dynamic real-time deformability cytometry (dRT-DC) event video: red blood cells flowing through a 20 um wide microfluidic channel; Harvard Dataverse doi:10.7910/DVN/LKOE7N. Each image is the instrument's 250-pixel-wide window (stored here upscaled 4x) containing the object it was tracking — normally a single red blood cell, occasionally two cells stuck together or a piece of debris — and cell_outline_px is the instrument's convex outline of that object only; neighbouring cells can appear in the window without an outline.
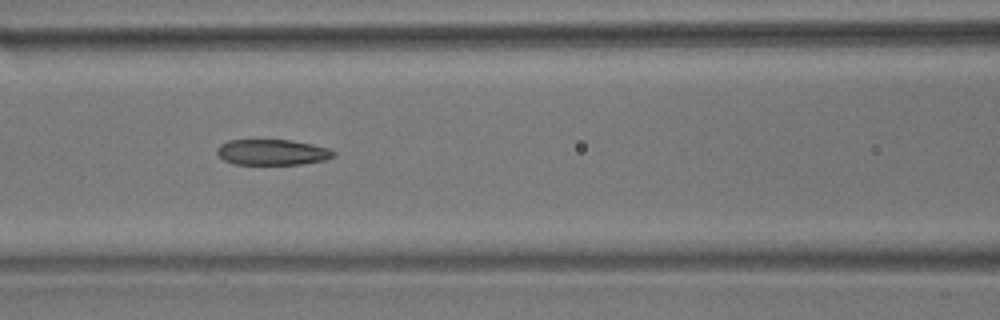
{"species": "common noctule bat (a hibernating species)", "species_latin": "Nyctalus noctula", "temperature_condition": "room temperature", "stored_images_in_passage": 11, "camera_frame_rate_fps": 3000, "um_per_image_px": 0.085, "animal": {"sex": "male", "body_mass_g": 17.9}, "frame": {"image": 1, "passage_image": 7, "time_ms": 2.0, "image_size_px": [1000, 320], "cell_outline_px": [[336, 156], [324, 160], [300, 164], [232, 164], [224, 160], [216, 152], [216, 148], [220, 144], [228, 140], [292, 140], [312, 144], [328, 148], [336, 152]], "centroid_in_image_um": [23.14, 12.93], "position_along_channel_um": 143.5, "area_um2": 17.51}}
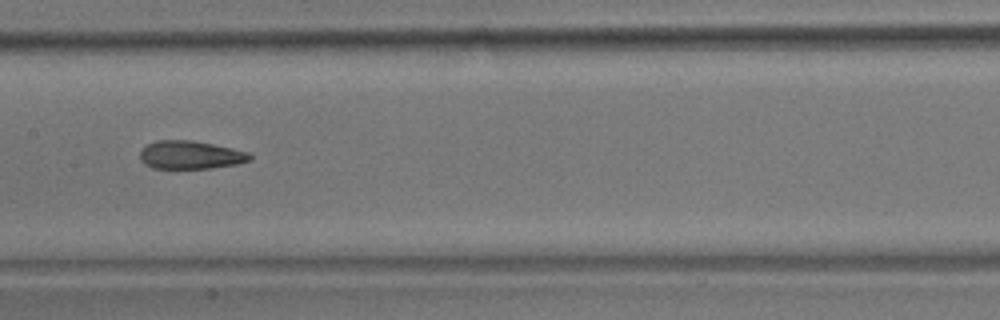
{"frame": {"image": 2, "passage_image": 8, "time_ms": 2.333, "image_size_px": [1000, 320], "cell_outline_px": [[252, 160], [236, 164], [212, 168], [152, 168], [144, 164], [140, 160], [140, 152], [148, 144], [156, 140], [192, 140], [232, 148], [248, 152], [252, 156]], "centroid_in_image_um": [16.19, 13.17], "position_along_channel_um": 191.2, "area_um2": 18.03}}
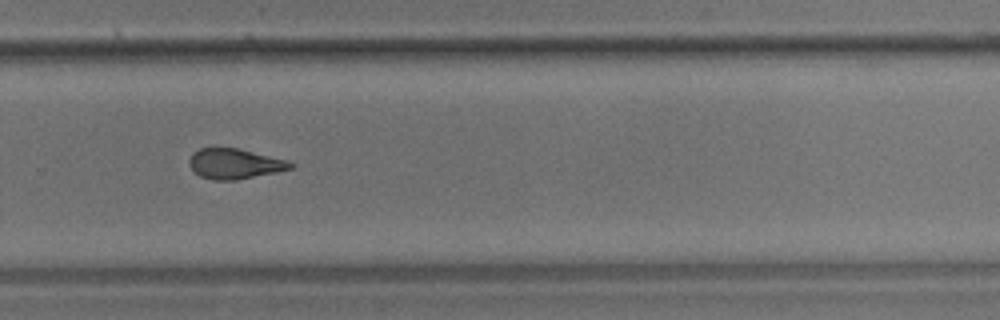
{"frame": {"image": 3, "passage_image": 11, "time_ms": 3.333, "image_size_px": [1000, 320], "cell_outline_px": [[292, 168], [276, 172], [236, 180], [212, 180], [200, 176], [188, 164], [188, 160], [192, 152], [200, 148], [240, 148], [288, 160], [292, 164]], "centroid_in_image_um": [19.92, 13.91], "position_along_channel_um": 309.9, "area_um2": 17.86}}